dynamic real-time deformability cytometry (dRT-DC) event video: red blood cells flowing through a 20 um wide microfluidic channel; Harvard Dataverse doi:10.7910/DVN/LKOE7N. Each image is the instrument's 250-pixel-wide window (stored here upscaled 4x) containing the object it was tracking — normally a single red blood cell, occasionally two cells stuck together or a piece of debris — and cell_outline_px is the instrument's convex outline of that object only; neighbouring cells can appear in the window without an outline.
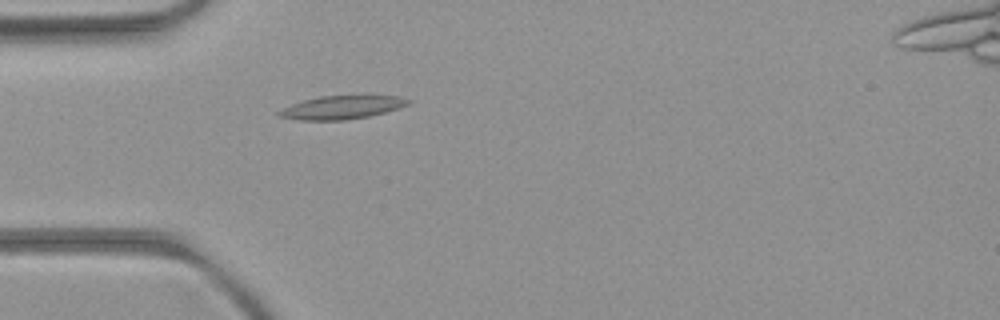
{"species": "common noctule bat (a hibernating species)", "species_latin": "Nyctalus noctula", "temperature_condition": "room temperature", "stored_images_in_passage": 2, "camera_frame_rate_fps": 3000, "um_per_image_px": 0.085, "animal": {"sex": "female", "body_mass_g": 21.9}, "frame": {"image": 1, "passage_image": 2, "time_ms": 1.333, "image_size_px": [1000, 320], "cell_outline_px": [[412, 104], [384, 112], [368, 116], [344, 120], [300, 120], [276, 116], [276, 112], [292, 104], [304, 100], [320, 96], [368, 92], [400, 96], [412, 100]], "centroid_in_image_um": [29.17, 9.06], "position_along_channel_um": 55.8, "area_um2": 18.61}}